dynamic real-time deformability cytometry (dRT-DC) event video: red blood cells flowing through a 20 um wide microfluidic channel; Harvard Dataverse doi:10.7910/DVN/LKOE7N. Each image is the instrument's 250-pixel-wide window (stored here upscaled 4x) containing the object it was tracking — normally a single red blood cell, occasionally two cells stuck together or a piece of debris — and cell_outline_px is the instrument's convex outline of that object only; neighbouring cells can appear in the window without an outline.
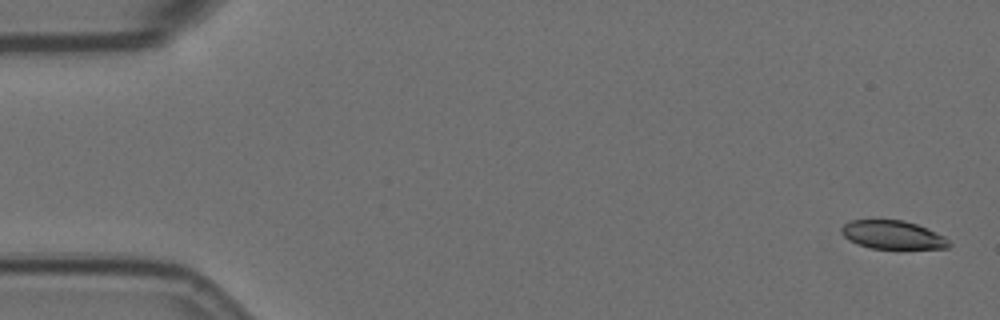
{"species": "Egyptian fruit bat (a non-hibernating species)", "species_latin": "Rousettus aegyptiacus", "temperature_condition": "room temperature", "stored_images_in_passage": 5, "camera_frame_rate_fps": 3000, "um_per_image_px": 0.085, "animal": {"sex": "female"}, "frame": {"image": 1, "passage_image": 1, "time_ms": 0.0, "image_size_px": [1000, 320], "cell_outline_px": [[952, 244], [948, 248], [872, 248], [848, 240], [840, 232], [840, 228], [844, 224], [852, 220], [904, 220], [916, 224], [944, 236]], "centroid_in_image_um": [75.86, 19.95], "position_along_channel_um": 9.1, "area_um2": 17.57}}
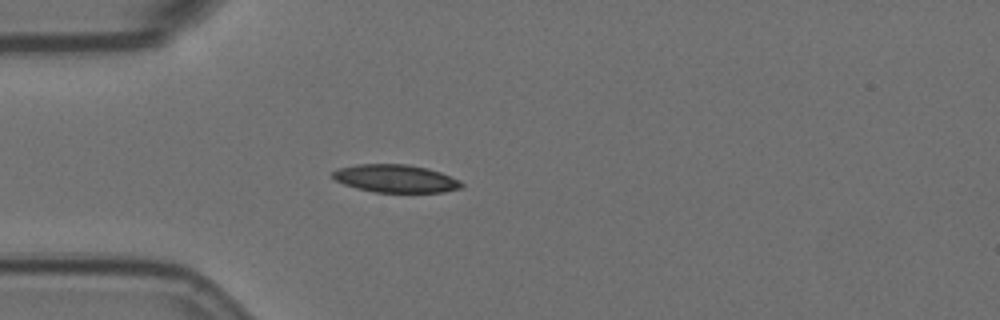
{"frame": {"image": 2, "passage_image": 5, "time_ms": 4.667, "image_size_px": [1000, 320], "cell_outline_px": [[464, 184], [460, 188], [444, 192], [372, 192], [356, 188], [344, 184], [336, 180], [332, 176], [332, 172], [340, 168], [356, 164], [408, 164], [428, 168], [440, 172], [460, 180]], "centroid_in_image_um": [33.63, 15.17], "position_along_channel_um": 51.4, "area_um2": 20.92}}